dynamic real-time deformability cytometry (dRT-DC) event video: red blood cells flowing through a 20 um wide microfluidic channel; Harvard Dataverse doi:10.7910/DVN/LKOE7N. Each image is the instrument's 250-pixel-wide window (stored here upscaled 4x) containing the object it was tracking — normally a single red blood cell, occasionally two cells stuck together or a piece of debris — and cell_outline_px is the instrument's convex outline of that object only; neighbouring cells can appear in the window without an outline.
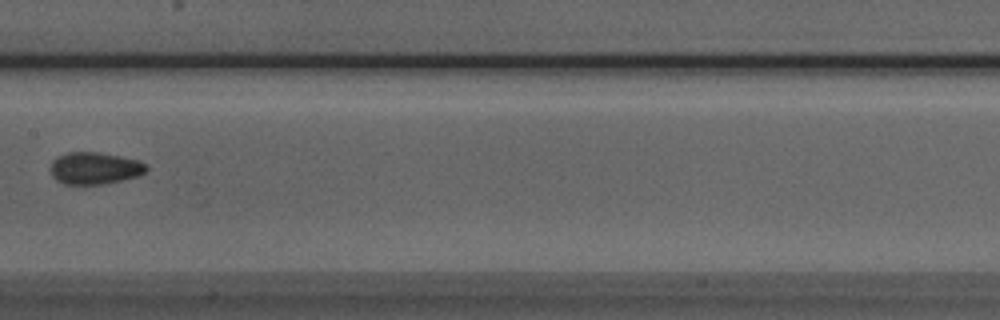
{"species": "Egyptian fruit bat (a non-hibernating species)", "species_latin": "Rousettus aegyptiacus", "temperature_condition": "room temperature", "stored_images_in_passage": 8, "camera_frame_rate_fps": 3000, "um_per_image_px": 0.085, "animal": {"sex": "male"}, "frame": {"image": 1, "passage_image": 8, "time_ms": 8.0, "image_size_px": [1000, 320], "cell_outline_px": [[148, 168], [144, 172], [136, 176], [120, 180], [100, 184], [64, 184], [56, 180], [52, 176], [52, 160], [56, 156], [68, 152], [96, 152], [120, 156], [140, 160]], "centroid_in_image_um": [8.02, 14.28], "position_along_channel_um": 199.4, "area_um2": 17.69}}